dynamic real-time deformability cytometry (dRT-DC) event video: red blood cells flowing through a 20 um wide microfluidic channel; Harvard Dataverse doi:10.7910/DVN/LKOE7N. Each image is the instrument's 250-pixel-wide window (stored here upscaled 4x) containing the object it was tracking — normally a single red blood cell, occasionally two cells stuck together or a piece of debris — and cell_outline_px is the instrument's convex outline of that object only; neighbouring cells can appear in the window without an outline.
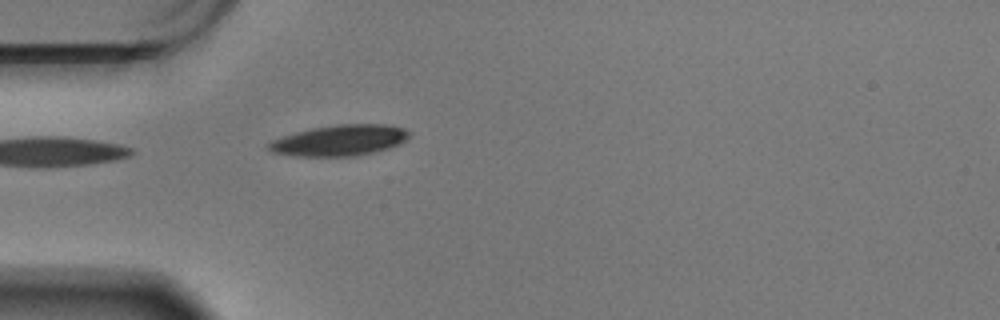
{"species": "Egyptian fruit bat (a non-hibernating species)", "species_latin": "Rousettus aegyptiacus", "temperature_condition": "warm", "stored_images_in_passage": 25, "camera_frame_rate_fps": 3000, "um_per_image_px": 0.085, "animal": {"sex": "male"}, "frame": {"image": 1, "passage_image": 1, "time_ms": 0.0, "image_size_px": [1000, 320], "cell_outline_px": [[408, 136], [400, 144], [388, 148], [356, 156], [296, 156], [272, 152], [268, 148], [268, 144], [272, 140], [296, 132], [312, 128], [336, 124], [384, 124], [404, 128], [408, 132]], "centroid_in_image_um": [28.86, 11.93], "position_along_channel_um": 56.1, "area_um2": 25.03}}
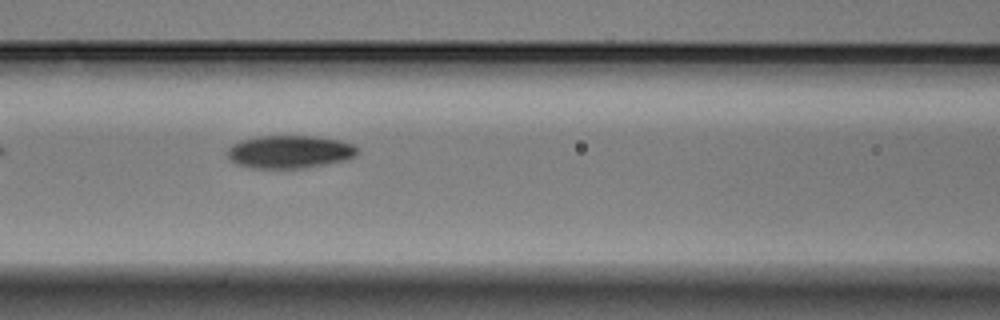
{"frame": {"image": 2, "passage_image": 9, "time_ms": 2.667, "image_size_px": [1000, 320], "cell_outline_px": [[360, 152], [356, 156], [348, 160], [304, 168], [252, 168], [236, 164], [228, 160], [228, 148], [232, 144], [240, 140], [256, 136], [312, 136], [340, 140], [352, 144], [360, 148]], "centroid_in_image_um": [24.64, 12.9], "position_along_channel_um": 142.0, "area_um2": 25.32}}
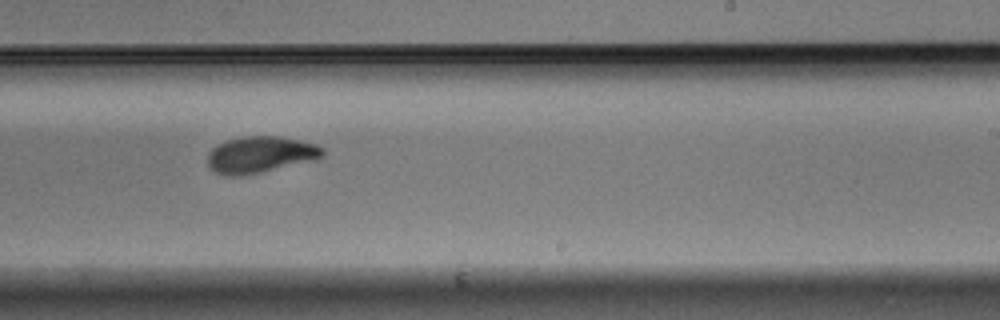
{"frame": {"image": 3, "passage_image": 20, "time_ms": 6.333, "image_size_px": [1000, 320], "cell_outline_px": [[324, 156], [320, 160], [240, 176], [228, 176], [216, 172], [208, 164], [208, 152], [212, 148], [228, 140], [244, 136], [276, 136], [300, 140], [316, 144], [324, 148]], "centroid_in_image_um": [22.2, 13.15], "position_along_channel_um": 266.8, "area_um2": 24.57}}